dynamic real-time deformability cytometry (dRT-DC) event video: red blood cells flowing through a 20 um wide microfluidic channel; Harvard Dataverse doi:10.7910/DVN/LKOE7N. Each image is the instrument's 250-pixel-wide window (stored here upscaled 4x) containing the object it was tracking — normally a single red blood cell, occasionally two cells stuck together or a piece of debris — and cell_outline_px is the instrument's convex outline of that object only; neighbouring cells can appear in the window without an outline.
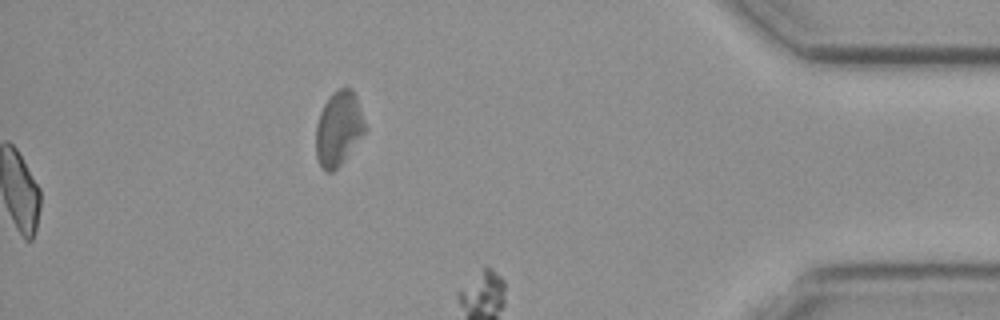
{"species": "common noctule bat (a hibernating species)", "species_latin": "Nyctalus noctula", "temperature_condition": "cold", "stored_images_in_passage": 34, "camera_frame_rate_fps": 3000, "um_per_image_px": 0.085, "animal": {"sex": "female", "body_mass_g": 19.3, "forearm_length_mm": 54.1}, "frame": {"image": 1, "passage_image": 34, "time_ms": 11.0, "image_size_px": [1000, 320], "cell_outline_px": [[368, 128], [344, 160], [332, 172], [324, 172], [320, 168], [316, 156], [316, 124], [320, 112], [328, 96], [332, 92], [340, 88], [352, 88], [356, 96]], "centroid_in_image_um": [28.78, 10.92], "position_along_channel_um": 406.4, "area_um2": 21.56}}